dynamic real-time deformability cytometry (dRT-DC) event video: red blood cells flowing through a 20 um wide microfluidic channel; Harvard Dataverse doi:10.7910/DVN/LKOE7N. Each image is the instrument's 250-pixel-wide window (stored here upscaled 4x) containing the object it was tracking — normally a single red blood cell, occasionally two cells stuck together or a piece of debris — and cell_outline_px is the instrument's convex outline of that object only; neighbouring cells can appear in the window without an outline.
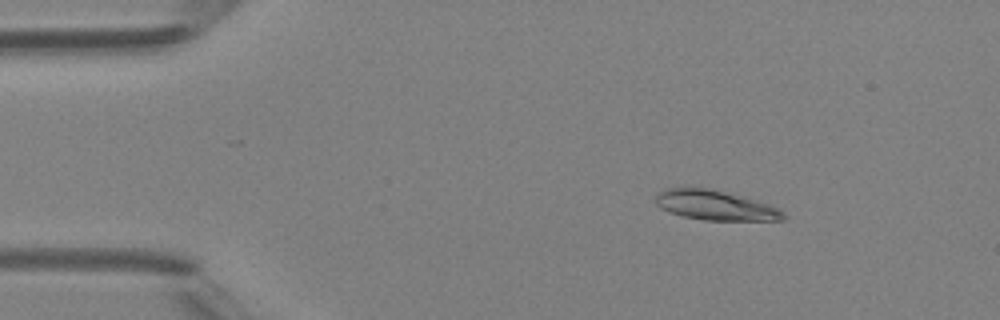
{"species": "Egyptian fruit bat (a non-hibernating species)", "species_latin": "Rousettus aegyptiacus", "temperature_condition": "room temperature", "stored_images_in_passage": 3, "camera_frame_rate_fps": 3000, "um_per_image_px": 0.085, "animal": {"sex": "female"}, "frame": {"image": 1, "passage_image": 1, "time_ms": 0.0, "image_size_px": [1000, 320], "cell_outline_px": [[788, 216], [784, 220], [704, 220], [680, 216], [668, 212], [660, 208], [656, 204], [656, 192], [664, 188], [684, 184], [688, 184], [712, 188], [744, 196], [780, 208]], "centroid_in_image_um": [60.72, 17.39], "position_along_channel_um": 24.3, "area_um2": 23.29}}
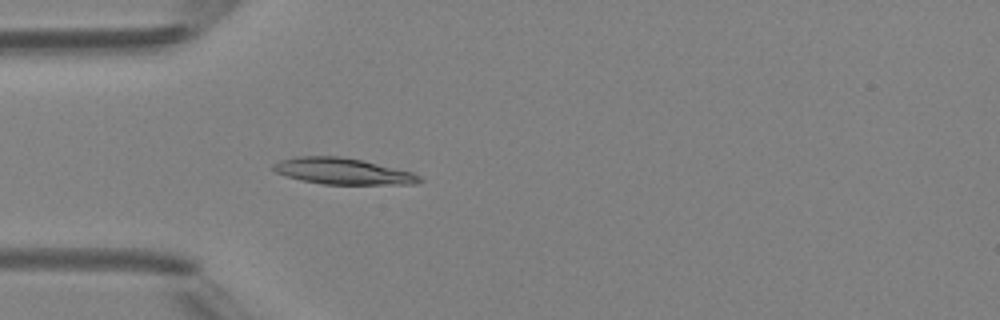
{"frame": {"image": 2, "passage_image": 3, "time_ms": 2.333, "image_size_px": [1000, 320], "cell_outline_px": [[424, 180], [416, 184], [324, 184], [300, 180], [276, 172], [272, 168], [272, 164], [280, 160], [296, 156], [336, 156], [360, 160], [412, 172], [420, 176]], "centroid_in_image_um": [29.12, 14.56], "position_along_channel_um": 55.9, "area_um2": 22.14}}